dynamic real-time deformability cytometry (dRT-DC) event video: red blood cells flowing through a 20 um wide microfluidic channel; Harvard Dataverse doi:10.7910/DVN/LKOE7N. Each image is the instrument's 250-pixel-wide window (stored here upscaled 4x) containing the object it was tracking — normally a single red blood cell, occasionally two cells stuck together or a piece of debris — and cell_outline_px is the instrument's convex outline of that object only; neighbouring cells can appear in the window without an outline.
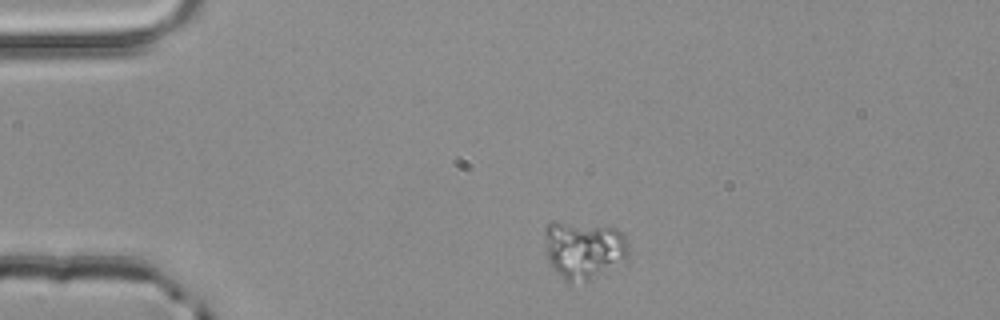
{"species": "common noctule bat (a hibernating species)", "species_latin": "Nyctalus noctula", "temperature_condition": "room temperature", "stored_images_in_passage": 3, "segment_of_instrument_passage": [1, 2], "camera_frame_rate_fps": 3000, "um_per_image_px": 0.085, "animal": {"sex": "male", "body_mass_g": 20.4}, "frame": {"image": 1, "passage_image": 1, "time_ms": 0.0, "image_size_px": [1000, 320], "cell_outline_px": [[628, 256], [624, 260], [588, 280], [572, 284], [568, 284], [552, 268], [544, 252], [544, 232], [548, 224], [552, 220], [556, 220], [616, 228], [624, 236], [628, 248]], "centroid_in_image_um": [49.53, 21.21], "position_along_channel_um": 35.5, "area_um2": 28.55}}